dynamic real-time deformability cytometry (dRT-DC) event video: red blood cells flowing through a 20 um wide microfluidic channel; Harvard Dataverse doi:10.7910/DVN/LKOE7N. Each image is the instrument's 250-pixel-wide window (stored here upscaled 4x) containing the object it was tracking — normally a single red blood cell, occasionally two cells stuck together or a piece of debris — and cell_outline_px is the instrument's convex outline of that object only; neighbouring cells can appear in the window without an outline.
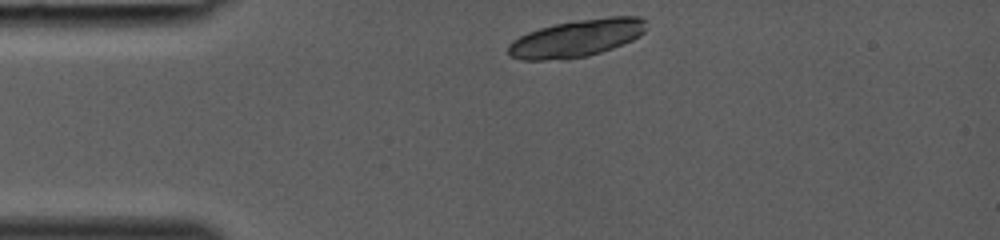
{"species": "common noctule bat (a hibernating species)", "species_latin": "Nyctalus noctula", "temperature_condition": "room temperature", "stored_images_in_passage": 22, "camera_frame_rate_fps": 3000, "um_per_image_px": 0.085, "animal": {"sex": "female", "body_mass_g": 19.0, "forearm_length_mm": 53.3}, "frame": {"image": 1, "passage_image": 1, "time_ms": 0.0, "image_size_px": [1000, 240], "cell_outline_px": [[648, 28], [640, 36], [624, 44], [588, 56], [544, 60], [520, 60], [508, 56], [508, 44], [512, 40], [528, 32], [540, 28], [556, 24], [580, 20], [608, 16], [640, 16], [648, 20]], "centroid_in_image_um": [49.06, 3.24], "position_along_channel_um": 35.9, "area_um2": 30.17}}